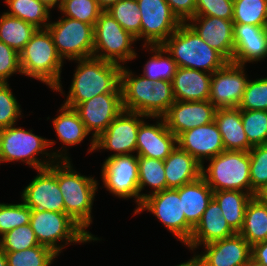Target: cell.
I'll return each mask as SVG.
<instances>
[{
  "label": "cell",
  "instance_id": "obj_48",
  "mask_svg": "<svg viewBox=\"0 0 267 266\" xmlns=\"http://www.w3.org/2000/svg\"><path fill=\"white\" fill-rule=\"evenodd\" d=\"M18 72L22 74L19 53L0 41V83H8V78Z\"/></svg>",
  "mask_w": 267,
  "mask_h": 266
},
{
  "label": "cell",
  "instance_id": "obj_54",
  "mask_svg": "<svg viewBox=\"0 0 267 266\" xmlns=\"http://www.w3.org/2000/svg\"><path fill=\"white\" fill-rule=\"evenodd\" d=\"M39 1L49 9L54 8L56 5H57L56 7L60 9L63 0H39Z\"/></svg>",
  "mask_w": 267,
  "mask_h": 266
},
{
  "label": "cell",
  "instance_id": "obj_38",
  "mask_svg": "<svg viewBox=\"0 0 267 266\" xmlns=\"http://www.w3.org/2000/svg\"><path fill=\"white\" fill-rule=\"evenodd\" d=\"M7 266H50L58 254L50 248L38 245L29 249L5 252Z\"/></svg>",
  "mask_w": 267,
  "mask_h": 266
},
{
  "label": "cell",
  "instance_id": "obj_5",
  "mask_svg": "<svg viewBox=\"0 0 267 266\" xmlns=\"http://www.w3.org/2000/svg\"><path fill=\"white\" fill-rule=\"evenodd\" d=\"M178 67L201 70L213 74L228 61L210 47L187 23L161 45Z\"/></svg>",
  "mask_w": 267,
  "mask_h": 266
},
{
  "label": "cell",
  "instance_id": "obj_37",
  "mask_svg": "<svg viewBox=\"0 0 267 266\" xmlns=\"http://www.w3.org/2000/svg\"><path fill=\"white\" fill-rule=\"evenodd\" d=\"M107 12L124 30L131 33L137 40L141 39V13L137 0H118Z\"/></svg>",
  "mask_w": 267,
  "mask_h": 266
},
{
  "label": "cell",
  "instance_id": "obj_33",
  "mask_svg": "<svg viewBox=\"0 0 267 266\" xmlns=\"http://www.w3.org/2000/svg\"><path fill=\"white\" fill-rule=\"evenodd\" d=\"M138 175L139 206L147 196L167 189L163 160L138 156ZM146 185L154 190L149 191V194H142L141 191Z\"/></svg>",
  "mask_w": 267,
  "mask_h": 266
},
{
  "label": "cell",
  "instance_id": "obj_51",
  "mask_svg": "<svg viewBox=\"0 0 267 266\" xmlns=\"http://www.w3.org/2000/svg\"><path fill=\"white\" fill-rule=\"evenodd\" d=\"M254 197L257 198L262 204L267 205V186H264L257 191Z\"/></svg>",
  "mask_w": 267,
  "mask_h": 266
},
{
  "label": "cell",
  "instance_id": "obj_32",
  "mask_svg": "<svg viewBox=\"0 0 267 266\" xmlns=\"http://www.w3.org/2000/svg\"><path fill=\"white\" fill-rule=\"evenodd\" d=\"M37 28L30 23L3 12L0 15V41L20 53Z\"/></svg>",
  "mask_w": 267,
  "mask_h": 266
},
{
  "label": "cell",
  "instance_id": "obj_20",
  "mask_svg": "<svg viewBox=\"0 0 267 266\" xmlns=\"http://www.w3.org/2000/svg\"><path fill=\"white\" fill-rule=\"evenodd\" d=\"M177 145L201 165L225 151L222 136L215 121L184 131L177 137Z\"/></svg>",
  "mask_w": 267,
  "mask_h": 266
},
{
  "label": "cell",
  "instance_id": "obj_6",
  "mask_svg": "<svg viewBox=\"0 0 267 266\" xmlns=\"http://www.w3.org/2000/svg\"><path fill=\"white\" fill-rule=\"evenodd\" d=\"M202 165L201 176L213 191L239 190L251 194L248 151L225 150Z\"/></svg>",
  "mask_w": 267,
  "mask_h": 266
},
{
  "label": "cell",
  "instance_id": "obj_53",
  "mask_svg": "<svg viewBox=\"0 0 267 266\" xmlns=\"http://www.w3.org/2000/svg\"><path fill=\"white\" fill-rule=\"evenodd\" d=\"M102 11L109 10L118 0H96Z\"/></svg>",
  "mask_w": 267,
  "mask_h": 266
},
{
  "label": "cell",
  "instance_id": "obj_17",
  "mask_svg": "<svg viewBox=\"0 0 267 266\" xmlns=\"http://www.w3.org/2000/svg\"><path fill=\"white\" fill-rule=\"evenodd\" d=\"M216 110L217 108L209 100H176L163 118L167 128L178 137L184 131L213 122Z\"/></svg>",
  "mask_w": 267,
  "mask_h": 266
},
{
  "label": "cell",
  "instance_id": "obj_29",
  "mask_svg": "<svg viewBox=\"0 0 267 266\" xmlns=\"http://www.w3.org/2000/svg\"><path fill=\"white\" fill-rule=\"evenodd\" d=\"M253 195L239 190L213 191V198L221 208L222 215L230 228L239 233L242 228L245 210Z\"/></svg>",
  "mask_w": 267,
  "mask_h": 266
},
{
  "label": "cell",
  "instance_id": "obj_27",
  "mask_svg": "<svg viewBox=\"0 0 267 266\" xmlns=\"http://www.w3.org/2000/svg\"><path fill=\"white\" fill-rule=\"evenodd\" d=\"M214 121L221 133L225 150L249 151L253 147L244 132L238 107L217 108Z\"/></svg>",
  "mask_w": 267,
  "mask_h": 266
},
{
  "label": "cell",
  "instance_id": "obj_25",
  "mask_svg": "<svg viewBox=\"0 0 267 266\" xmlns=\"http://www.w3.org/2000/svg\"><path fill=\"white\" fill-rule=\"evenodd\" d=\"M211 78V73L178 67L171 81L175 100H209Z\"/></svg>",
  "mask_w": 267,
  "mask_h": 266
},
{
  "label": "cell",
  "instance_id": "obj_8",
  "mask_svg": "<svg viewBox=\"0 0 267 266\" xmlns=\"http://www.w3.org/2000/svg\"><path fill=\"white\" fill-rule=\"evenodd\" d=\"M137 39L111 16L102 11L94 26L93 57L109 62L125 64L136 58L132 44Z\"/></svg>",
  "mask_w": 267,
  "mask_h": 266
},
{
  "label": "cell",
  "instance_id": "obj_49",
  "mask_svg": "<svg viewBox=\"0 0 267 266\" xmlns=\"http://www.w3.org/2000/svg\"><path fill=\"white\" fill-rule=\"evenodd\" d=\"M181 23H187L196 13V0H166Z\"/></svg>",
  "mask_w": 267,
  "mask_h": 266
},
{
  "label": "cell",
  "instance_id": "obj_19",
  "mask_svg": "<svg viewBox=\"0 0 267 266\" xmlns=\"http://www.w3.org/2000/svg\"><path fill=\"white\" fill-rule=\"evenodd\" d=\"M192 22V23H191ZM210 47L228 62L234 55V22L214 16H194L187 23Z\"/></svg>",
  "mask_w": 267,
  "mask_h": 266
},
{
  "label": "cell",
  "instance_id": "obj_31",
  "mask_svg": "<svg viewBox=\"0 0 267 266\" xmlns=\"http://www.w3.org/2000/svg\"><path fill=\"white\" fill-rule=\"evenodd\" d=\"M239 234L251 245L267 240V205L254 196L248 202Z\"/></svg>",
  "mask_w": 267,
  "mask_h": 266
},
{
  "label": "cell",
  "instance_id": "obj_36",
  "mask_svg": "<svg viewBox=\"0 0 267 266\" xmlns=\"http://www.w3.org/2000/svg\"><path fill=\"white\" fill-rule=\"evenodd\" d=\"M234 24L267 26V0H234Z\"/></svg>",
  "mask_w": 267,
  "mask_h": 266
},
{
  "label": "cell",
  "instance_id": "obj_47",
  "mask_svg": "<svg viewBox=\"0 0 267 266\" xmlns=\"http://www.w3.org/2000/svg\"><path fill=\"white\" fill-rule=\"evenodd\" d=\"M234 0H196L195 16H214L233 20Z\"/></svg>",
  "mask_w": 267,
  "mask_h": 266
},
{
  "label": "cell",
  "instance_id": "obj_39",
  "mask_svg": "<svg viewBox=\"0 0 267 266\" xmlns=\"http://www.w3.org/2000/svg\"><path fill=\"white\" fill-rule=\"evenodd\" d=\"M241 119L252 146L267 144V111L241 110Z\"/></svg>",
  "mask_w": 267,
  "mask_h": 266
},
{
  "label": "cell",
  "instance_id": "obj_22",
  "mask_svg": "<svg viewBox=\"0 0 267 266\" xmlns=\"http://www.w3.org/2000/svg\"><path fill=\"white\" fill-rule=\"evenodd\" d=\"M232 62L244 65L267 57V26L234 24Z\"/></svg>",
  "mask_w": 267,
  "mask_h": 266
},
{
  "label": "cell",
  "instance_id": "obj_18",
  "mask_svg": "<svg viewBox=\"0 0 267 266\" xmlns=\"http://www.w3.org/2000/svg\"><path fill=\"white\" fill-rule=\"evenodd\" d=\"M203 247L197 257L205 266H245L251 260L252 246L239 233Z\"/></svg>",
  "mask_w": 267,
  "mask_h": 266
},
{
  "label": "cell",
  "instance_id": "obj_44",
  "mask_svg": "<svg viewBox=\"0 0 267 266\" xmlns=\"http://www.w3.org/2000/svg\"><path fill=\"white\" fill-rule=\"evenodd\" d=\"M238 108L240 110L267 111V77L248 80Z\"/></svg>",
  "mask_w": 267,
  "mask_h": 266
},
{
  "label": "cell",
  "instance_id": "obj_7",
  "mask_svg": "<svg viewBox=\"0 0 267 266\" xmlns=\"http://www.w3.org/2000/svg\"><path fill=\"white\" fill-rule=\"evenodd\" d=\"M29 224L38 243L50 248L58 255L69 243L94 241L65 212L31 210ZM57 242H63L65 245H59Z\"/></svg>",
  "mask_w": 267,
  "mask_h": 266
},
{
  "label": "cell",
  "instance_id": "obj_3",
  "mask_svg": "<svg viewBox=\"0 0 267 266\" xmlns=\"http://www.w3.org/2000/svg\"><path fill=\"white\" fill-rule=\"evenodd\" d=\"M19 56L23 75L39 80L64 95L60 80L63 60L47 28L37 29Z\"/></svg>",
  "mask_w": 267,
  "mask_h": 266
},
{
  "label": "cell",
  "instance_id": "obj_28",
  "mask_svg": "<svg viewBox=\"0 0 267 266\" xmlns=\"http://www.w3.org/2000/svg\"><path fill=\"white\" fill-rule=\"evenodd\" d=\"M176 190L182 199L186 221L194 228L200 221L209 201L213 198V190L202 176Z\"/></svg>",
  "mask_w": 267,
  "mask_h": 266
},
{
  "label": "cell",
  "instance_id": "obj_12",
  "mask_svg": "<svg viewBox=\"0 0 267 266\" xmlns=\"http://www.w3.org/2000/svg\"><path fill=\"white\" fill-rule=\"evenodd\" d=\"M141 13L143 46L162 45L180 26L166 0H137Z\"/></svg>",
  "mask_w": 267,
  "mask_h": 266
},
{
  "label": "cell",
  "instance_id": "obj_55",
  "mask_svg": "<svg viewBox=\"0 0 267 266\" xmlns=\"http://www.w3.org/2000/svg\"><path fill=\"white\" fill-rule=\"evenodd\" d=\"M0 266H7V259L5 252L0 249Z\"/></svg>",
  "mask_w": 267,
  "mask_h": 266
},
{
  "label": "cell",
  "instance_id": "obj_34",
  "mask_svg": "<svg viewBox=\"0 0 267 266\" xmlns=\"http://www.w3.org/2000/svg\"><path fill=\"white\" fill-rule=\"evenodd\" d=\"M5 2L10 9L5 12L6 14L22 19L37 29L48 27L51 10L39 0H5Z\"/></svg>",
  "mask_w": 267,
  "mask_h": 266
},
{
  "label": "cell",
  "instance_id": "obj_11",
  "mask_svg": "<svg viewBox=\"0 0 267 266\" xmlns=\"http://www.w3.org/2000/svg\"><path fill=\"white\" fill-rule=\"evenodd\" d=\"M104 187L119 198L134 197L139 207L138 156L113 155L105 159L101 169Z\"/></svg>",
  "mask_w": 267,
  "mask_h": 266
},
{
  "label": "cell",
  "instance_id": "obj_45",
  "mask_svg": "<svg viewBox=\"0 0 267 266\" xmlns=\"http://www.w3.org/2000/svg\"><path fill=\"white\" fill-rule=\"evenodd\" d=\"M175 101L171 81H154L150 100V117H163Z\"/></svg>",
  "mask_w": 267,
  "mask_h": 266
},
{
  "label": "cell",
  "instance_id": "obj_56",
  "mask_svg": "<svg viewBox=\"0 0 267 266\" xmlns=\"http://www.w3.org/2000/svg\"><path fill=\"white\" fill-rule=\"evenodd\" d=\"M245 266H265V265H262L258 262H255L252 258L251 260L245 265Z\"/></svg>",
  "mask_w": 267,
  "mask_h": 266
},
{
  "label": "cell",
  "instance_id": "obj_24",
  "mask_svg": "<svg viewBox=\"0 0 267 266\" xmlns=\"http://www.w3.org/2000/svg\"><path fill=\"white\" fill-rule=\"evenodd\" d=\"M154 81L141 76H135L132 71L122 65L120 87L123 109L150 117V100Z\"/></svg>",
  "mask_w": 267,
  "mask_h": 266
},
{
  "label": "cell",
  "instance_id": "obj_23",
  "mask_svg": "<svg viewBox=\"0 0 267 266\" xmlns=\"http://www.w3.org/2000/svg\"><path fill=\"white\" fill-rule=\"evenodd\" d=\"M218 203L212 198L198 224L193 228L192 236L186 246L196 250L200 245H205L234 235Z\"/></svg>",
  "mask_w": 267,
  "mask_h": 266
},
{
  "label": "cell",
  "instance_id": "obj_16",
  "mask_svg": "<svg viewBox=\"0 0 267 266\" xmlns=\"http://www.w3.org/2000/svg\"><path fill=\"white\" fill-rule=\"evenodd\" d=\"M244 67L227 62L212 74L209 101L216 108L239 106L249 80Z\"/></svg>",
  "mask_w": 267,
  "mask_h": 266
},
{
  "label": "cell",
  "instance_id": "obj_1",
  "mask_svg": "<svg viewBox=\"0 0 267 266\" xmlns=\"http://www.w3.org/2000/svg\"><path fill=\"white\" fill-rule=\"evenodd\" d=\"M69 94L64 105L75 108L79 103L104 93H122L120 73L122 65L95 57L76 59Z\"/></svg>",
  "mask_w": 267,
  "mask_h": 266
},
{
  "label": "cell",
  "instance_id": "obj_14",
  "mask_svg": "<svg viewBox=\"0 0 267 266\" xmlns=\"http://www.w3.org/2000/svg\"><path fill=\"white\" fill-rule=\"evenodd\" d=\"M145 117L146 119L151 118L140 113L123 110L95 140V151L97 149H107L116 152L110 156L135 153L137 133L140 123Z\"/></svg>",
  "mask_w": 267,
  "mask_h": 266
},
{
  "label": "cell",
  "instance_id": "obj_30",
  "mask_svg": "<svg viewBox=\"0 0 267 266\" xmlns=\"http://www.w3.org/2000/svg\"><path fill=\"white\" fill-rule=\"evenodd\" d=\"M59 112L60 114L52 122L58 140L66 146H74L81 143L89 133L81 121L78 112L64 104H62Z\"/></svg>",
  "mask_w": 267,
  "mask_h": 266
},
{
  "label": "cell",
  "instance_id": "obj_13",
  "mask_svg": "<svg viewBox=\"0 0 267 266\" xmlns=\"http://www.w3.org/2000/svg\"><path fill=\"white\" fill-rule=\"evenodd\" d=\"M74 109L78 112L87 132L90 134L93 131L88 152H94L95 140L124 110L122 93L99 94L90 100L79 103Z\"/></svg>",
  "mask_w": 267,
  "mask_h": 266
},
{
  "label": "cell",
  "instance_id": "obj_2",
  "mask_svg": "<svg viewBox=\"0 0 267 266\" xmlns=\"http://www.w3.org/2000/svg\"><path fill=\"white\" fill-rule=\"evenodd\" d=\"M69 160H57V181L61 190L65 213L76 222L94 241H98L86 229L92 223L91 210L98 181L75 171Z\"/></svg>",
  "mask_w": 267,
  "mask_h": 266
},
{
  "label": "cell",
  "instance_id": "obj_42",
  "mask_svg": "<svg viewBox=\"0 0 267 266\" xmlns=\"http://www.w3.org/2000/svg\"><path fill=\"white\" fill-rule=\"evenodd\" d=\"M251 195L267 186V144L253 146L249 151Z\"/></svg>",
  "mask_w": 267,
  "mask_h": 266
},
{
  "label": "cell",
  "instance_id": "obj_52",
  "mask_svg": "<svg viewBox=\"0 0 267 266\" xmlns=\"http://www.w3.org/2000/svg\"><path fill=\"white\" fill-rule=\"evenodd\" d=\"M176 266H205L204 263L197 257L195 254L192 259H189L187 262H183Z\"/></svg>",
  "mask_w": 267,
  "mask_h": 266
},
{
  "label": "cell",
  "instance_id": "obj_4",
  "mask_svg": "<svg viewBox=\"0 0 267 266\" xmlns=\"http://www.w3.org/2000/svg\"><path fill=\"white\" fill-rule=\"evenodd\" d=\"M24 130L15 125L0 130V164L1 162H25L35 170L48 168L56 160H69L66 150L61 153L46 152V149L56 142ZM40 154L49 156L47 161L39 159ZM38 155V156H37ZM52 159V160H51ZM55 159V160H54Z\"/></svg>",
  "mask_w": 267,
  "mask_h": 266
},
{
  "label": "cell",
  "instance_id": "obj_10",
  "mask_svg": "<svg viewBox=\"0 0 267 266\" xmlns=\"http://www.w3.org/2000/svg\"><path fill=\"white\" fill-rule=\"evenodd\" d=\"M146 210L154 214L170 233L172 232L184 245L189 242L193 227L186 221L182 199H180L176 189H165L147 196L134 210V214Z\"/></svg>",
  "mask_w": 267,
  "mask_h": 266
},
{
  "label": "cell",
  "instance_id": "obj_46",
  "mask_svg": "<svg viewBox=\"0 0 267 266\" xmlns=\"http://www.w3.org/2000/svg\"><path fill=\"white\" fill-rule=\"evenodd\" d=\"M21 108L8 83H0V130L13 126L21 117Z\"/></svg>",
  "mask_w": 267,
  "mask_h": 266
},
{
  "label": "cell",
  "instance_id": "obj_15",
  "mask_svg": "<svg viewBox=\"0 0 267 266\" xmlns=\"http://www.w3.org/2000/svg\"><path fill=\"white\" fill-rule=\"evenodd\" d=\"M38 174L23 189L22 200L31 210L65 212L64 200L57 181V160Z\"/></svg>",
  "mask_w": 267,
  "mask_h": 266
},
{
  "label": "cell",
  "instance_id": "obj_21",
  "mask_svg": "<svg viewBox=\"0 0 267 266\" xmlns=\"http://www.w3.org/2000/svg\"><path fill=\"white\" fill-rule=\"evenodd\" d=\"M152 118L157 120L156 124L144 121L140 123L137 133V156L164 161L176 147L177 137L167 128L163 117Z\"/></svg>",
  "mask_w": 267,
  "mask_h": 266
},
{
  "label": "cell",
  "instance_id": "obj_40",
  "mask_svg": "<svg viewBox=\"0 0 267 266\" xmlns=\"http://www.w3.org/2000/svg\"><path fill=\"white\" fill-rule=\"evenodd\" d=\"M63 16L95 26L102 10L96 0H63L60 10Z\"/></svg>",
  "mask_w": 267,
  "mask_h": 266
},
{
  "label": "cell",
  "instance_id": "obj_50",
  "mask_svg": "<svg viewBox=\"0 0 267 266\" xmlns=\"http://www.w3.org/2000/svg\"><path fill=\"white\" fill-rule=\"evenodd\" d=\"M251 258L255 262L267 266V240L252 246Z\"/></svg>",
  "mask_w": 267,
  "mask_h": 266
},
{
  "label": "cell",
  "instance_id": "obj_43",
  "mask_svg": "<svg viewBox=\"0 0 267 266\" xmlns=\"http://www.w3.org/2000/svg\"><path fill=\"white\" fill-rule=\"evenodd\" d=\"M31 209L24 203H0V236L18 226L29 224Z\"/></svg>",
  "mask_w": 267,
  "mask_h": 266
},
{
  "label": "cell",
  "instance_id": "obj_26",
  "mask_svg": "<svg viewBox=\"0 0 267 266\" xmlns=\"http://www.w3.org/2000/svg\"><path fill=\"white\" fill-rule=\"evenodd\" d=\"M202 165L178 145L164 160L167 189H177L201 177Z\"/></svg>",
  "mask_w": 267,
  "mask_h": 266
},
{
  "label": "cell",
  "instance_id": "obj_41",
  "mask_svg": "<svg viewBox=\"0 0 267 266\" xmlns=\"http://www.w3.org/2000/svg\"><path fill=\"white\" fill-rule=\"evenodd\" d=\"M40 245L30 224H25L6 232L0 238V249L15 252Z\"/></svg>",
  "mask_w": 267,
  "mask_h": 266
},
{
  "label": "cell",
  "instance_id": "obj_9",
  "mask_svg": "<svg viewBox=\"0 0 267 266\" xmlns=\"http://www.w3.org/2000/svg\"><path fill=\"white\" fill-rule=\"evenodd\" d=\"M47 29L63 61L93 57L94 27L92 25L63 16L58 21L49 23Z\"/></svg>",
  "mask_w": 267,
  "mask_h": 266
},
{
  "label": "cell",
  "instance_id": "obj_35",
  "mask_svg": "<svg viewBox=\"0 0 267 266\" xmlns=\"http://www.w3.org/2000/svg\"><path fill=\"white\" fill-rule=\"evenodd\" d=\"M150 47V52L154 55L145 63L143 76L153 81H172L178 68L173 58L161 46H143ZM168 55V56H167Z\"/></svg>",
  "mask_w": 267,
  "mask_h": 266
}]
</instances>
